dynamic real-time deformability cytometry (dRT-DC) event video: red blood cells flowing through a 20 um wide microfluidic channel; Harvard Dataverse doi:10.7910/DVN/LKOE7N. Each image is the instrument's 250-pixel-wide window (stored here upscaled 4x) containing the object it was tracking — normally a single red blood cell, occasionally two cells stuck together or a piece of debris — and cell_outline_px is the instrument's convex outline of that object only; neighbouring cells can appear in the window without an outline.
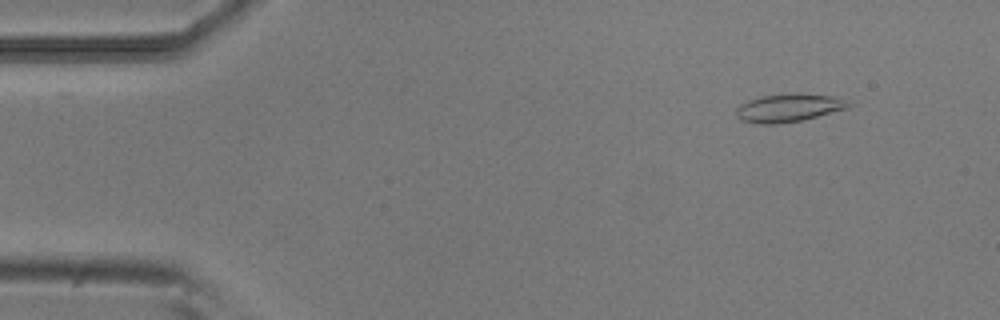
{"species": "common noctule bat (a hibernating species)", "species_latin": "Nyctalus noctula", "temperature_condition": "room temperature", "stored_images_in_passage": 52, "camera_frame_rate_fps": 3000, "um_per_image_px": 0.085, "animal": {"sex": "male", "body_mass_g": 20.5, "forearm_length_mm": 52.5}, "frame": {"image": 1, "passage_image": 5, "time_ms": 1.333, "image_size_px": [1000, 320], "cell_outline_px": [[852, 104], [848, 108], [804, 120], [776, 124], [760, 124], [740, 120], [736, 116], [736, 108], [740, 104], [748, 100], [760, 96], [832, 96]], "centroid_in_image_um": [66.95, 9.23], "position_along_channel_um": 18.0, "area_um2": 17.51}}
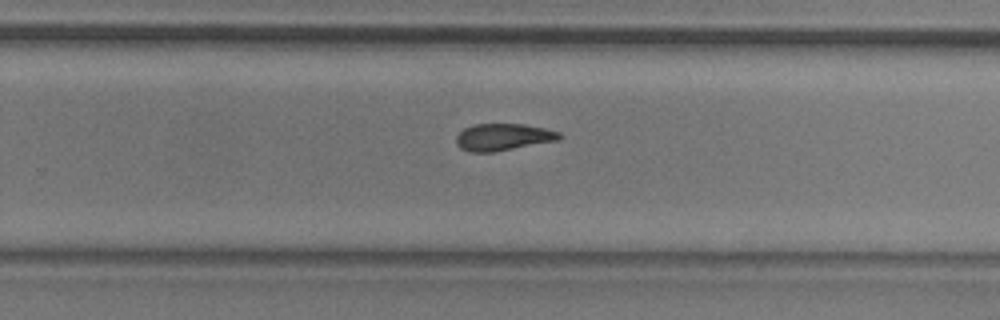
{"frame": {"image": 2, "passage_image": 33, "time_ms": 10.667, "image_size_px": [1000, 320], "cell_outline_px": [[564, 136], [556, 140], [492, 152], [468, 152], [460, 148], [456, 144], [456, 136], [464, 128], [472, 124], [524, 124], [544, 128], [560, 132]], "centroid_in_image_um": [42.72, 11.64], "position_along_channel_um": 287.1, "area_um2": 16.13}}
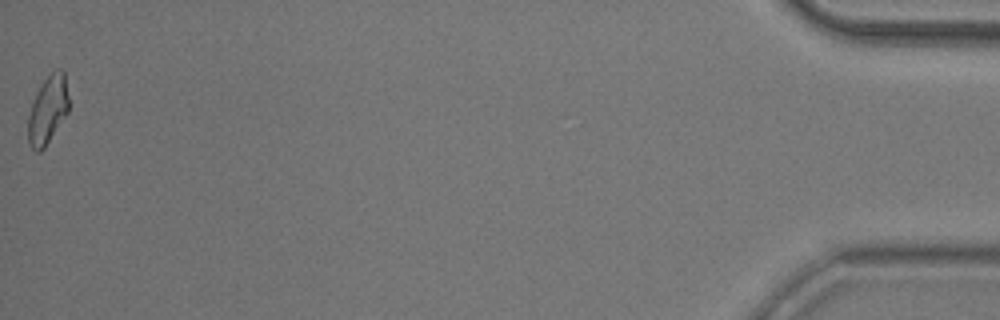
{"frame": {"image": 3, "passage_image": 52, "time_ms": 17.0, "image_size_px": [1000, 320], "cell_outline_px": [[68, 112], [44, 148], [40, 152], [36, 152], [28, 144], [28, 116], [32, 104], [44, 80], [56, 68], [60, 68], [64, 72], [68, 96]], "centroid_in_image_um": [4.06, 9.36], "position_along_channel_um": 431.1, "area_um2": 15.84}, "authors_computed_cell_mechanics": {"area_um2": 16.6464, "velocity_mm_per_s": 3.8447, "shape_relaxation_time_tau1_ms": 9.3593, "shape_relaxation_time_tau2_ms": 3.8018, "deformation_change_tau1": 0.1886, "deformation_change_tau2": 0.1089}}